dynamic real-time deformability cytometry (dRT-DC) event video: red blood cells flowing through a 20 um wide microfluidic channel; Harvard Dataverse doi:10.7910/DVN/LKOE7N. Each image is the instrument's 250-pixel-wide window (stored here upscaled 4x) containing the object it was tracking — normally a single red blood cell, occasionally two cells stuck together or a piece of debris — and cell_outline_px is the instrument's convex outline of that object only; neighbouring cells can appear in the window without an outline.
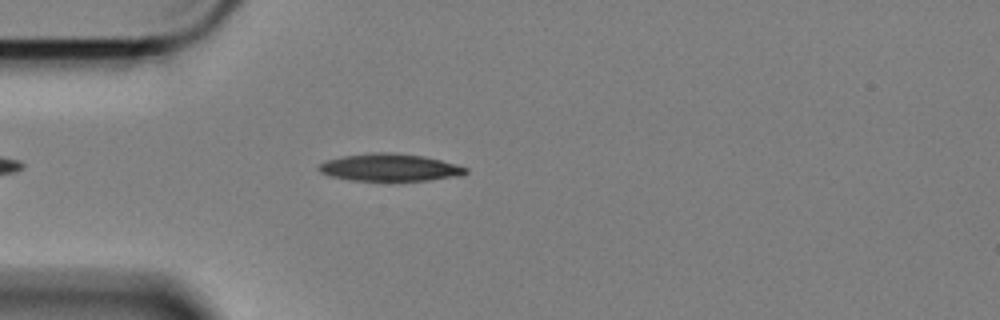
{"species": "Egyptian fruit bat (a non-hibernating species)", "species_latin": "Rousettus aegyptiacus", "temperature_condition": "cold", "stored_images_in_passage": 37, "camera_frame_rate_fps": 3000, "um_per_image_px": 0.085, "animal": {"sex": "female"}, "frame": {"image": 1, "passage_image": 8, "time_ms": 2.333, "image_size_px": [1000, 320], "cell_outline_px": [[468, 172], [460, 176], [428, 180], [348, 180], [328, 176], [320, 172], [316, 168], [320, 164], [328, 160], [344, 156], [372, 152], [384, 152], [424, 156], [456, 164], [468, 168]], "centroid_in_image_um": [33.12, 14.24], "position_along_channel_um": 51.9, "area_um2": 23.29}}
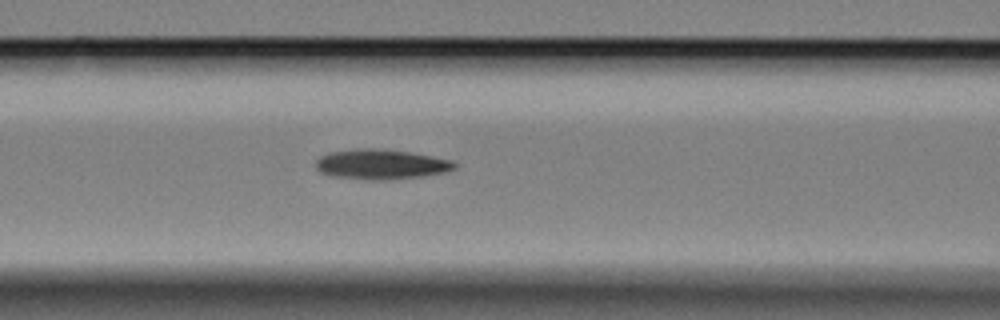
{"frame": {"image": 2, "passage_image": 16, "time_ms": 5.0, "image_size_px": [1000, 320], "cell_outline_px": [[456, 168], [448, 172], [424, 176], [388, 180], [368, 180], [328, 176], [320, 172], [316, 168], [316, 160], [320, 156], [332, 152], [360, 148], [372, 148], [408, 152], [432, 156], [452, 160], [456, 164]], "centroid_in_image_um": [32.39, 13.98], "position_along_channel_um": 134.2, "area_um2": 24.39}}
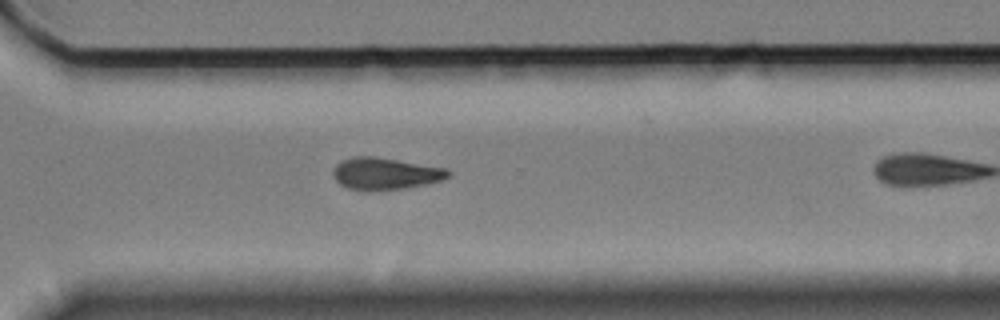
{"frame": {"image": 3, "passage_image": 30, "time_ms": 9.667, "image_size_px": [1000, 320], "cell_outline_px": [[452, 176], [440, 180], [424, 184], [404, 188], [368, 192], [364, 192], [348, 188], [340, 184], [336, 180], [332, 172], [336, 164], [352, 156], [376, 156], [444, 168], [452, 172]], "centroid_in_image_um": [32.72, 14.77], "position_along_channel_um": 337.9, "area_um2": 21.56}}